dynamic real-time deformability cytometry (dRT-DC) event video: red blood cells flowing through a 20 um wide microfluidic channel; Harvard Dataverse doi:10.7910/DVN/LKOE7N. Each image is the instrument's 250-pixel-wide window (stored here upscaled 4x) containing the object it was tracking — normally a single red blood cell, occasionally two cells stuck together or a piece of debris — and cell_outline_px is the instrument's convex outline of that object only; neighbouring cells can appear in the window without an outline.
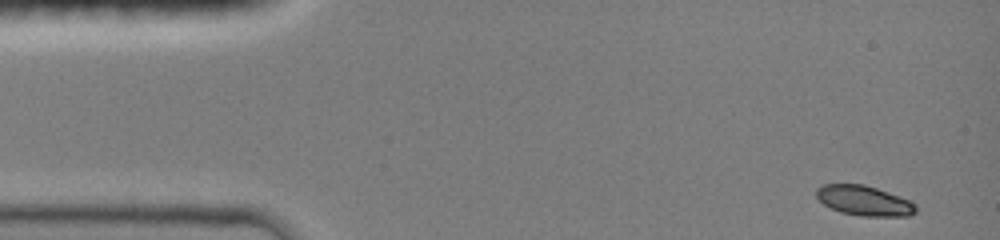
{"species": "common noctule bat (a hibernating species)", "species_latin": "Nyctalus noctula", "temperature_condition": "room temperature", "stored_images_in_passage": 43, "camera_frame_rate_fps": 3000, "um_per_image_px": 0.085, "animal": {"sex": "female", "body_mass_g": 19.0, "forearm_length_mm": 51.5}, "frame": {"image": 1, "passage_image": 1, "time_ms": 0.0, "image_size_px": [1000, 240], "cell_outline_px": [[916, 212], [908, 216], [860, 216], [840, 212], [824, 204], [816, 196], [816, 188], [824, 184], [864, 184], [900, 196], [916, 204]], "centroid_in_image_um": [73.45, 17.05], "position_along_channel_um": 11.5, "area_um2": 17.34}}
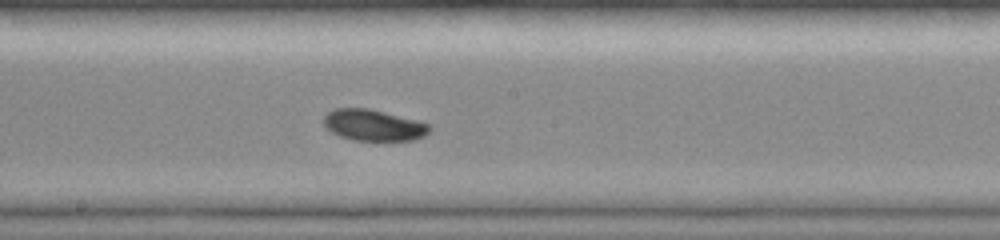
{"frame": {"image": 2, "passage_image": 24, "time_ms": 7.667, "image_size_px": [1000, 240], "cell_outline_px": [[432, 128], [424, 136], [416, 140], [356, 140], [340, 136], [332, 132], [324, 124], [324, 116], [328, 112], [336, 108], [368, 108], [420, 120], [428, 124]], "centroid_in_image_um": [31.79, 10.63], "position_along_channel_um": 216.4, "area_um2": 19.25}}
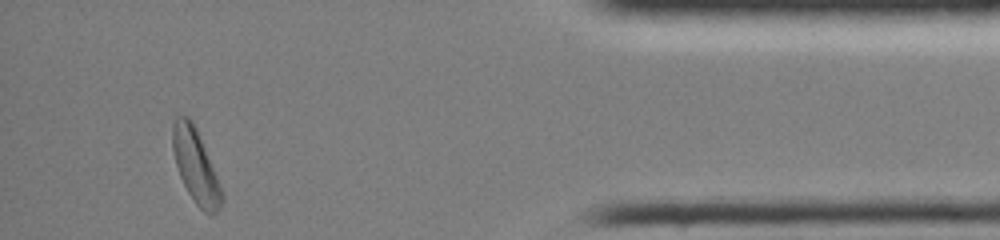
{"frame": {"image": 3, "passage_image": 42, "time_ms": 13.667, "image_size_px": [1000, 240], "cell_outline_px": [[224, 196], [220, 208], [212, 216], [204, 212], [196, 204], [188, 192], [180, 176], [176, 164], [172, 148], [172, 124], [176, 116], [188, 116], [192, 120], [196, 128], [216, 176]], "centroid_in_image_um": [16.61, 14.12], "position_along_channel_um": 418.6, "area_um2": 20.75}, "authors_computed_cell_mechanics": {"area_um2": 19.1896, "velocity_mm_per_s": 4.0334, "shape_relaxation_time_tau1_ms": 3.0898, "shape_relaxation_time_tau2_ms": null, "deformation_change_tau1": 0.1026, "deformation_change_tau2": null}}